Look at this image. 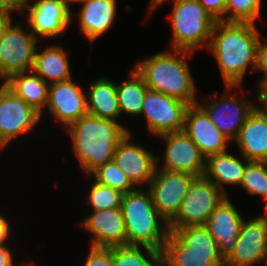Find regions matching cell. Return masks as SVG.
<instances>
[{"label": "cell", "mask_w": 267, "mask_h": 266, "mask_svg": "<svg viewBox=\"0 0 267 266\" xmlns=\"http://www.w3.org/2000/svg\"><path fill=\"white\" fill-rule=\"evenodd\" d=\"M8 245L0 246V266H15L12 250Z\"/></svg>", "instance_id": "cell-39"}, {"label": "cell", "mask_w": 267, "mask_h": 266, "mask_svg": "<svg viewBox=\"0 0 267 266\" xmlns=\"http://www.w3.org/2000/svg\"><path fill=\"white\" fill-rule=\"evenodd\" d=\"M241 85H225L223 93L209 95L207 105L196 104L208 115L213 124L219 131L226 136L230 141H234L240 131V128L245 124L249 114L257 106L256 103L248 102L246 99H240L236 90L241 89ZM230 90H235L234 93H229ZM229 94H228V93Z\"/></svg>", "instance_id": "cell-8"}, {"label": "cell", "mask_w": 267, "mask_h": 266, "mask_svg": "<svg viewBox=\"0 0 267 266\" xmlns=\"http://www.w3.org/2000/svg\"><path fill=\"white\" fill-rule=\"evenodd\" d=\"M260 71L264 73L263 78H261L258 83L262 80L267 78V42H262L261 38L257 43V62L255 71Z\"/></svg>", "instance_id": "cell-36"}, {"label": "cell", "mask_w": 267, "mask_h": 266, "mask_svg": "<svg viewBox=\"0 0 267 266\" xmlns=\"http://www.w3.org/2000/svg\"><path fill=\"white\" fill-rule=\"evenodd\" d=\"M130 79L116 84L117 98L121 115L140 116L145 93L148 89L143 77L131 69Z\"/></svg>", "instance_id": "cell-27"}, {"label": "cell", "mask_w": 267, "mask_h": 266, "mask_svg": "<svg viewBox=\"0 0 267 266\" xmlns=\"http://www.w3.org/2000/svg\"><path fill=\"white\" fill-rule=\"evenodd\" d=\"M258 88H259L257 90L258 101H260L264 106V107L263 106L262 107L258 106V107L261 108L262 110H267V78L262 79L259 82Z\"/></svg>", "instance_id": "cell-40"}, {"label": "cell", "mask_w": 267, "mask_h": 266, "mask_svg": "<svg viewBox=\"0 0 267 266\" xmlns=\"http://www.w3.org/2000/svg\"><path fill=\"white\" fill-rule=\"evenodd\" d=\"M3 83L43 117L44 109L48 103L49 84L39 75L33 71L16 73Z\"/></svg>", "instance_id": "cell-24"}, {"label": "cell", "mask_w": 267, "mask_h": 266, "mask_svg": "<svg viewBox=\"0 0 267 266\" xmlns=\"http://www.w3.org/2000/svg\"><path fill=\"white\" fill-rule=\"evenodd\" d=\"M88 196L87 203L92 208V211H100L112 208H121L123 193L114 190L108 186L92 181Z\"/></svg>", "instance_id": "cell-33"}, {"label": "cell", "mask_w": 267, "mask_h": 266, "mask_svg": "<svg viewBox=\"0 0 267 266\" xmlns=\"http://www.w3.org/2000/svg\"><path fill=\"white\" fill-rule=\"evenodd\" d=\"M170 22L173 36L171 48L193 52L208 48L216 20L198 0H174Z\"/></svg>", "instance_id": "cell-5"}, {"label": "cell", "mask_w": 267, "mask_h": 266, "mask_svg": "<svg viewBox=\"0 0 267 266\" xmlns=\"http://www.w3.org/2000/svg\"><path fill=\"white\" fill-rule=\"evenodd\" d=\"M234 141L247 160L267 162V111L257 105Z\"/></svg>", "instance_id": "cell-20"}, {"label": "cell", "mask_w": 267, "mask_h": 266, "mask_svg": "<svg viewBox=\"0 0 267 266\" xmlns=\"http://www.w3.org/2000/svg\"><path fill=\"white\" fill-rule=\"evenodd\" d=\"M264 202H265L264 212H263L264 215L262 214L261 216L267 220V199Z\"/></svg>", "instance_id": "cell-45"}, {"label": "cell", "mask_w": 267, "mask_h": 266, "mask_svg": "<svg viewBox=\"0 0 267 266\" xmlns=\"http://www.w3.org/2000/svg\"><path fill=\"white\" fill-rule=\"evenodd\" d=\"M267 262V220L259 215L242 222L240 235L225 266H257Z\"/></svg>", "instance_id": "cell-15"}, {"label": "cell", "mask_w": 267, "mask_h": 266, "mask_svg": "<svg viewBox=\"0 0 267 266\" xmlns=\"http://www.w3.org/2000/svg\"><path fill=\"white\" fill-rule=\"evenodd\" d=\"M113 266H162V252L144 246H115Z\"/></svg>", "instance_id": "cell-28"}, {"label": "cell", "mask_w": 267, "mask_h": 266, "mask_svg": "<svg viewBox=\"0 0 267 266\" xmlns=\"http://www.w3.org/2000/svg\"><path fill=\"white\" fill-rule=\"evenodd\" d=\"M183 130L205 157L227 150L230 140L219 131L197 104L187 107Z\"/></svg>", "instance_id": "cell-18"}, {"label": "cell", "mask_w": 267, "mask_h": 266, "mask_svg": "<svg viewBox=\"0 0 267 266\" xmlns=\"http://www.w3.org/2000/svg\"><path fill=\"white\" fill-rule=\"evenodd\" d=\"M85 258L84 266H113V247L96 248L90 246L89 253Z\"/></svg>", "instance_id": "cell-34"}, {"label": "cell", "mask_w": 267, "mask_h": 266, "mask_svg": "<svg viewBox=\"0 0 267 266\" xmlns=\"http://www.w3.org/2000/svg\"><path fill=\"white\" fill-rule=\"evenodd\" d=\"M121 211L127 245L144 246L162 252L170 231L168 223L156 210L150 192L136 188L123 194Z\"/></svg>", "instance_id": "cell-4"}, {"label": "cell", "mask_w": 267, "mask_h": 266, "mask_svg": "<svg viewBox=\"0 0 267 266\" xmlns=\"http://www.w3.org/2000/svg\"><path fill=\"white\" fill-rule=\"evenodd\" d=\"M228 197L211 180L196 177L169 228L204 226L212 212Z\"/></svg>", "instance_id": "cell-6"}, {"label": "cell", "mask_w": 267, "mask_h": 266, "mask_svg": "<svg viewBox=\"0 0 267 266\" xmlns=\"http://www.w3.org/2000/svg\"><path fill=\"white\" fill-rule=\"evenodd\" d=\"M173 51L167 50L147 57L139 61L135 69L149 89L182 100L188 105H195L198 101L197 88L187 62V57L192 56L193 52Z\"/></svg>", "instance_id": "cell-3"}, {"label": "cell", "mask_w": 267, "mask_h": 266, "mask_svg": "<svg viewBox=\"0 0 267 266\" xmlns=\"http://www.w3.org/2000/svg\"><path fill=\"white\" fill-rule=\"evenodd\" d=\"M189 105L162 92L147 89L141 114L150 134L160 136L184 129V116Z\"/></svg>", "instance_id": "cell-9"}, {"label": "cell", "mask_w": 267, "mask_h": 266, "mask_svg": "<svg viewBox=\"0 0 267 266\" xmlns=\"http://www.w3.org/2000/svg\"><path fill=\"white\" fill-rule=\"evenodd\" d=\"M88 114L116 122L121 116L116 84L106 77L93 81L86 92Z\"/></svg>", "instance_id": "cell-23"}, {"label": "cell", "mask_w": 267, "mask_h": 266, "mask_svg": "<svg viewBox=\"0 0 267 266\" xmlns=\"http://www.w3.org/2000/svg\"><path fill=\"white\" fill-rule=\"evenodd\" d=\"M204 9L212 15L216 21L225 22V9L227 0H198Z\"/></svg>", "instance_id": "cell-35"}, {"label": "cell", "mask_w": 267, "mask_h": 266, "mask_svg": "<svg viewBox=\"0 0 267 266\" xmlns=\"http://www.w3.org/2000/svg\"><path fill=\"white\" fill-rule=\"evenodd\" d=\"M131 135V132H127L118 142L113 160L135 188L148 187L156 170V155L145 146L132 143Z\"/></svg>", "instance_id": "cell-14"}, {"label": "cell", "mask_w": 267, "mask_h": 266, "mask_svg": "<svg viewBox=\"0 0 267 266\" xmlns=\"http://www.w3.org/2000/svg\"><path fill=\"white\" fill-rule=\"evenodd\" d=\"M243 216L226 197L212 212L204 225L219 246L221 256L226 260L234 250L240 235Z\"/></svg>", "instance_id": "cell-19"}, {"label": "cell", "mask_w": 267, "mask_h": 266, "mask_svg": "<svg viewBox=\"0 0 267 266\" xmlns=\"http://www.w3.org/2000/svg\"><path fill=\"white\" fill-rule=\"evenodd\" d=\"M169 231L186 247V252L220 253L217 242L205 226L169 228Z\"/></svg>", "instance_id": "cell-29"}, {"label": "cell", "mask_w": 267, "mask_h": 266, "mask_svg": "<svg viewBox=\"0 0 267 266\" xmlns=\"http://www.w3.org/2000/svg\"><path fill=\"white\" fill-rule=\"evenodd\" d=\"M90 176V178L97 183L113 188L123 194L132 192L136 189L114 160L107 162L94 171Z\"/></svg>", "instance_id": "cell-30"}, {"label": "cell", "mask_w": 267, "mask_h": 266, "mask_svg": "<svg viewBox=\"0 0 267 266\" xmlns=\"http://www.w3.org/2000/svg\"><path fill=\"white\" fill-rule=\"evenodd\" d=\"M116 0H89L84 3L78 14L80 30L91 46L116 20Z\"/></svg>", "instance_id": "cell-21"}, {"label": "cell", "mask_w": 267, "mask_h": 266, "mask_svg": "<svg viewBox=\"0 0 267 266\" xmlns=\"http://www.w3.org/2000/svg\"><path fill=\"white\" fill-rule=\"evenodd\" d=\"M22 8H24L26 5L29 4V2L31 3L34 0H15Z\"/></svg>", "instance_id": "cell-44"}, {"label": "cell", "mask_w": 267, "mask_h": 266, "mask_svg": "<svg viewBox=\"0 0 267 266\" xmlns=\"http://www.w3.org/2000/svg\"><path fill=\"white\" fill-rule=\"evenodd\" d=\"M158 137L165 140L166 147L163 157L156 156V168L165 171L188 173L196 177L203 176L206 157L184 130L163 134ZM159 163H162V165L159 166Z\"/></svg>", "instance_id": "cell-12"}, {"label": "cell", "mask_w": 267, "mask_h": 266, "mask_svg": "<svg viewBox=\"0 0 267 266\" xmlns=\"http://www.w3.org/2000/svg\"><path fill=\"white\" fill-rule=\"evenodd\" d=\"M73 153L85 174L90 175L113 160L118 142L130 132L122 123L87 114L66 129Z\"/></svg>", "instance_id": "cell-2"}, {"label": "cell", "mask_w": 267, "mask_h": 266, "mask_svg": "<svg viewBox=\"0 0 267 266\" xmlns=\"http://www.w3.org/2000/svg\"><path fill=\"white\" fill-rule=\"evenodd\" d=\"M73 80L49 85L46 109L64 129L88 114L86 93Z\"/></svg>", "instance_id": "cell-16"}, {"label": "cell", "mask_w": 267, "mask_h": 266, "mask_svg": "<svg viewBox=\"0 0 267 266\" xmlns=\"http://www.w3.org/2000/svg\"><path fill=\"white\" fill-rule=\"evenodd\" d=\"M261 0H227L225 22L253 23L261 15Z\"/></svg>", "instance_id": "cell-32"}, {"label": "cell", "mask_w": 267, "mask_h": 266, "mask_svg": "<svg viewBox=\"0 0 267 266\" xmlns=\"http://www.w3.org/2000/svg\"><path fill=\"white\" fill-rule=\"evenodd\" d=\"M24 10L28 26L38 40L63 35L74 15L64 0H35L23 8L25 15Z\"/></svg>", "instance_id": "cell-13"}, {"label": "cell", "mask_w": 267, "mask_h": 266, "mask_svg": "<svg viewBox=\"0 0 267 266\" xmlns=\"http://www.w3.org/2000/svg\"><path fill=\"white\" fill-rule=\"evenodd\" d=\"M0 214V246L9 245V237H11V227L6 217Z\"/></svg>", "instance_id": "cell-37"}, {"label": "cell", "mask_w": 267, "mask_h": 266, "mask_svg": "<svg viewBox=\"0 0 267 266\" xmlns=\"http://www.w3.org/2000/svg\"><path fill=\"white\" fill-rule=\"evenodd\" d=\"M17 11L23 13V8L15 0H0V12L12 14Z\"/></svg>", "instance_id": "cell-38"}, {"label": "cell", "mask_w": 267, "mask_h": 266, "mask_svg": "<svg viewBox=\"0 0 267 266\" xmlns=\"http://www.w3.org/2000/svg\"><path fill=\"white\" fill-rule=\"evenodd\" d=\"M13 22L12 15L0 12V43L7 27Z\"/></svg>", "instance_id": "cell-41"}, {"label": "cell", "mask_w": 267, "mask_h": 266, "mask_svg": "<svg viewBox=\"0 0 267 266\" xmlns=\"http://www.w3.org/2000/svg\"><path fill=\"white\" fill-rule=\"evenodd\" d=\"M63 46L49 45L35 53L33 72L49 85L72 79L67 52Z\"/></svg>", "instance_id": "cell-25"}, {"label": "cell", "mask_w": 267, "mask_h": 266, "mask_svg": "<svg viewBox=\"0 0 267 266\" xmlns=\"http://www.w3.org/2000/svg\"><path fill=\"white\" fill-rule=\"evenodd\" d=\"M65 3L67 4L69 10L72 12V9H71V3H81V4H84L86 2H88L89 0H64Z\"/></svg>", "instance_id": "cell-43"}, {"label": "cell", "mask_w": 267, "mask_h": 266, "mask_svg": "<svg viewBox=\"0 0 267 266\" xmlns=\"http://www.w3.org/2000/svg\"><path fill=\"white\" fill-rule=\"evenodd\" d=\"M81 226L92 234L90 246L111 248L127 245L125 222L121 208L92 211L81 221Z\"/></svg>", "instance_id": "cell-17"}, {"label": "cell", "mask_w": 267, "mask_h": 266, "mask_svg": "<svg viewBox=\"0 0 267 266\" xmlns=\"http://www.w3.org/2000/svg\"><path fill=\"white\" fill-rule=\"evenodd\" d=\"M167 0H150V4H149V11L150 13L154 10H156V8H158L160 5H162L164 2H166Z\"/></svg>", "instance_id": "cell-42"}, {"label": "cell", "mask_w": 267, "mask_h": 266, "mask_svg": "<svg viewBox=\"0 0 267 266\" xmlns=\"http://www.w3.org/2000/svg\"><path fill=\"white\" fill-rule=\"evenodd\" d=\"M162 266H225L220 253L186 252V247L169 232L162 250Z\"/></svg>", "instance_id": "cell-26"}, {"label": "cell", "mask_w": 267, "mask_h": 266, "mask_svg": "<svg viewBox=\"0 0 267 266\" xmlns=\"http://www.w3.org/2000/svg\"><path fill=\"white\" fill-rule=\"evenodd\" d=\"M260 31L253 23L217 21L208 46L217 61L224 85H241L248 69L254 71Z\"/></svg>", "instance_id": "cell-1"}, {"label": "cell", "mask_w": 267, "mask_h": 266, "mask_svg": "<svg viewBox=\"0 0 267 266\" xmlns=\"http://www.w3.org/2000/svg\"><path fill=\"white\" fill-rule=\"evenodd\" d=\"M0 85V149L17 137L32 132L42 117L3 82Z\"/></svg>", "instance_id": "cell-10"}, {"label": "cell", "mask_w": 267, "mask_h": 266, "mask_svg": "<svg viewBox=\"0 0 267 266\" xmlns=\"http://www.w3.org/2000/svg\"><path fill=\"white\" fill-rule=\"evenodd\" d=\"M196 176L156 168L147 187L159 215L169 224L180 210L182 201Z\"/></svg>", "instance_id": "cell-11"}, {"label": "cell", "mask_w": 267, "mask_h": 266, "mask_svg": "<svg viewBox=\"0 0 267 266\" xmlns=\"http://www.w3.org/2000/svg\"><path fill=\"white\" fill-rule=\"evenodd\" d=\"M242 160L224 151L206 157L203 176L211 180L222 192L230 197L224 185H241L244 170L250 162L243 155Z\"/></svg>", "instance_id": "cell-22"}, {"label": "cell", "mask_w": 267, "mask_h": 266, "mask_svg": "<svg viewBox=\"0 0 267 266\" xmlns=\"http://www.w3.org/2000/svg\"><path fill=\"white\" fill-rule=\"evenodd\" d=\"M13 22L7 27L0 43V80L6 81L16 73L33 70L39 40L30 30Z\"/></svg>", "instance_id": "cell-7"}, {"label": "cell", "mask_w": 267, "mask_h": 266, "mask_svg": "<svg viewBox=\"0 0 267 266\" xmlns=\"http://www.w3.org/2000/svg\"><path fill=\"white\" fill-rule=\"evenodd\" d=\"M249 195L267 199V162L250 161L244 170L241 185Z\"/></svg>", "instance_id": "cell-31"}, {"label": "cell", "mask_w": 267, "mask_h": 266, "mask_svg": "<svg viewBox=\"0 0 267 266\" xmlns=\"http://www.w3.org/2000/svg\"><path fill=\"white\" fill-rule=\"evenodd\" d=\"M18 266H35V265H33L32 263H30V261L29 262H25V263H22V264H19Z\"/></svg>", "instance_id": "cell-46"}]
</instances>
